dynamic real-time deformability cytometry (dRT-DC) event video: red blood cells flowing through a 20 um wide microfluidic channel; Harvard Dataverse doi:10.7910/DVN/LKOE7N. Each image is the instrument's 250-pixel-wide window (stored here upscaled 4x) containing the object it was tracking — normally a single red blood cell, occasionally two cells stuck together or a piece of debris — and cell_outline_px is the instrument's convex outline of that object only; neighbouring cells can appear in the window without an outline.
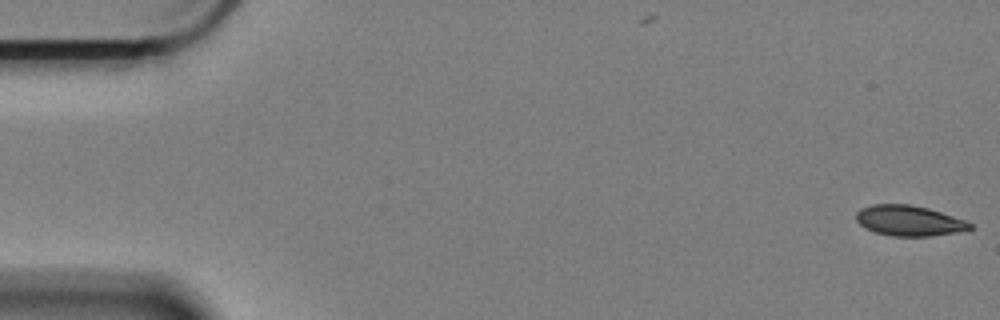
{"species": "Egyptian fruit bat (a non-hibernating species)", "species_latin": "Rousettus aegyptiacus", "temperature_condition": "cold", "stored_images_in_passage": 18, "camera_frame_rate_fps": 3000, "um_per_image_px": 0.085, "animal": {"sex": "female"}, "frame": {"image": 1, "passage_image": 1, "time_ms": 0.0, "image_size_px": [1000, 320], "cell_outline_px": [[972, 228], [956, 232], [932, 236], [892, 236], [876, 232], [860, 224], [856, 220], [856, 212], [872, 204], [908, 204], [928, 208], [964, 220], [972, 224]], "centroid_in_image_um": [77.26, 18.76], "position_along_channel_um": 7.7, "area_um2": 19.83}}
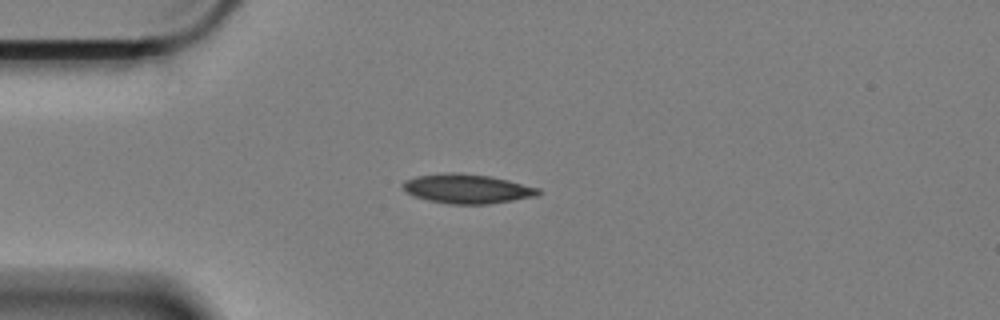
{"frame": {"image": 2, "passage_image": 15, "time_ms": 4.667, "image_size_px": [1000, 320], "cell_outline_px": [[540, 192], [536, 196], [488, 204], [448, 204], [428, 200], [416, 196], [408, 192], [400, 184], [404, 180], [416, 176], [448, 172], [456, 172], [488, 176], [508, 180], [540, 188]], "centroid_in_image_um": [39.69, 16.04], "position_along_channel_um": 45.3, "area_um2": 23.0}}